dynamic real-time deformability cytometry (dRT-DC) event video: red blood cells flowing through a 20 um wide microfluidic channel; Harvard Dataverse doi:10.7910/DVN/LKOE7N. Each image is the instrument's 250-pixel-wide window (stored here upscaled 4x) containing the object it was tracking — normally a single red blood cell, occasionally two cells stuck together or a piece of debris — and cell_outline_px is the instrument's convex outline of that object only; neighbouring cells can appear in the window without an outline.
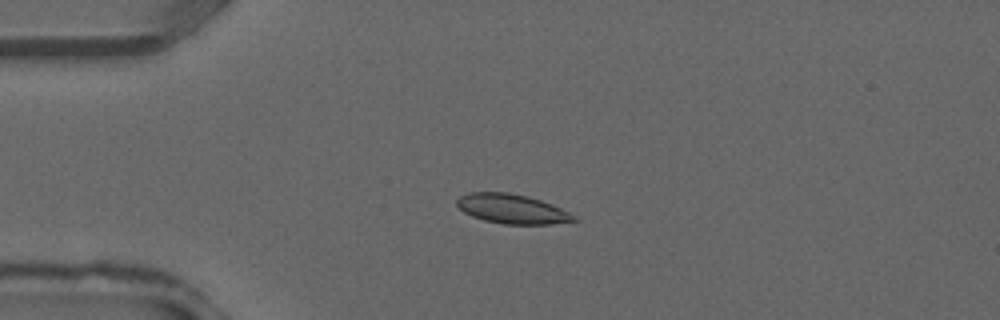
{"species": "common noctule bat (a hibernating species)", "species_latin": "Nyctalus noctula", "temperature_condition": "warm", "stored_images_in_passage": 36, "camera_frame_rate_fps": 3000, "um_per_image_px": 0.085, "animal": {"sex": "male", "forearm_length_mm": 52.5}, "frame": {"image": 1, "passage_image": 8, "time_ms": 2.333, "image_size_px": [1000, 320], "cell_outline_px": [[580, 220], [552, 224], [504, 224], [484, 220], [472, 216], [464, 212], [456, 204], [456, 200], [460, 196], [468, 192], [508, 192], [528, 196], [552, 204], [576, 216]], "centroid_in_image_um": [43.52, 17.75], "position_along_channel_um": 41.5, "area_um2": 20.11}}
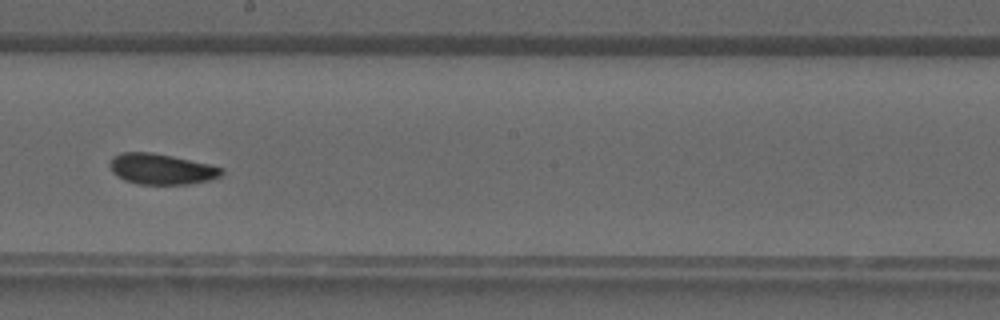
{"frame": {"image": 2, "passage_image": 20, "time_ms": 6.333, "image_size_px": [1000, 320], "cell_outline_px": [[224, 172], [220, 176], [208, 180], [188, 184], [136, 184], [124, 180], [116, 176], [112, 172], [108, 164], [112, 156], [124, 152], [152, 152], [172, 156], [208, 164], [224, 168]], "centroid_in_image_um": [13.67, 14.37], "position_along_channel_um": 234.5, "area_um2": 20.06}}
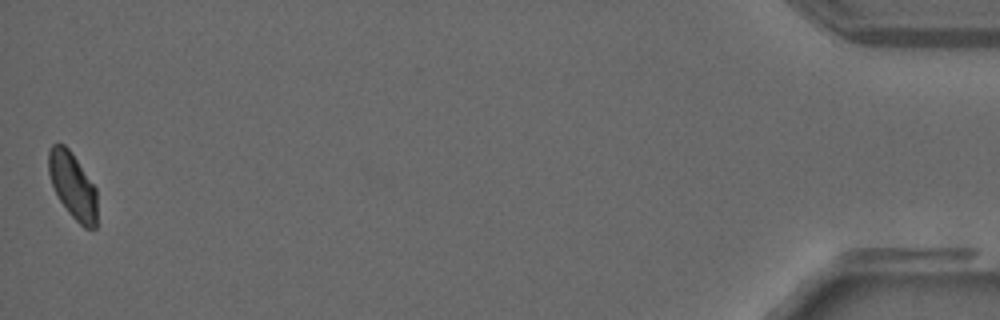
{"frame": {"image": 3, "passage_image": 36, "time_ms": 11.667, "image_size_px": [1000, 320], "cell_outline_px": [[96, 228], [84, 228], [68, 212], [60, 200], [52, 184], [48, 172], [48, 152], [52, 144], [64, 144], [72, 152], [96, 188]], "centroid_in_image_um": [6.17, 15.76], "position_along_channel_um": 429.0, "area_um2": 18.55}}